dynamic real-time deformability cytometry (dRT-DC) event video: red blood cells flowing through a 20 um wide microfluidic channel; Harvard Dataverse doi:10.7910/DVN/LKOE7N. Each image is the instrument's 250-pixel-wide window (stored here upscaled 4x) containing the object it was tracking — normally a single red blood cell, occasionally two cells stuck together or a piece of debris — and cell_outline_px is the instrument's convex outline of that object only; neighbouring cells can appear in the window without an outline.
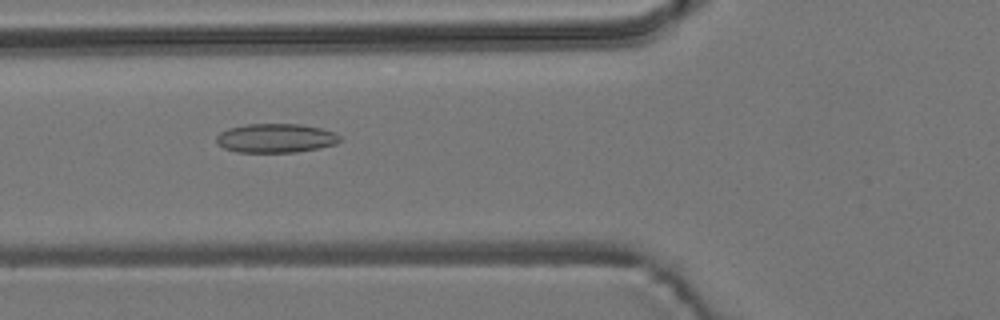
{"species": "common noctule bat (a hibernating species)", "species_latin": "Nyctalus noctula", "temperature_condition": "room temperature", "stored_images_in_passage": 47, "camera_frame_rate_fps": 3000, "um_per_image_px": 0.085, "animal": {"sex": "male", "body_mass_g": 19.2, "forearm_length_mm": 51.8}, "frame": {"image": 1, "passage_image": 13, "time_ms": 4.0, "image_size_px": [1000, 320], "cell_outline_px": [[340, 140], [336, 144], [320, 148], [296, 152], [236, 152], [224, 148], [216, 144], [216, 136], [220, 132], [228, 128], [248, 124], [300, 124], [324, 128], [336, 132], [340, 136]], "centroid_in_image_um": [23.45, 11.74], "position_along_channel_um": 102.3, "area_um2": 21.15}}
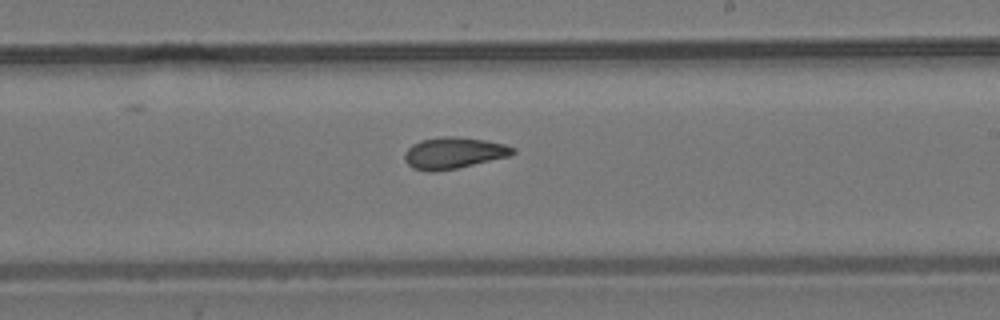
{"frame": {"image": 2, "passage_image": 25, "time_ms": 8.0, "image_size_px": [1000, 320], "cell_outline_px": [[516, 152], [508, 156], [456, 168], [432, 172], [428, 172], [412, 168], [404, 160], [404, 152], [412, 144], [420, 140], [444, 136], [456, 136], [484, 140], [504, 144], [516, 148]], "centroid_in_image_um": [38.52, 13.0], "position_along_channel_um": 250.5, "area_um2": 19.77}}
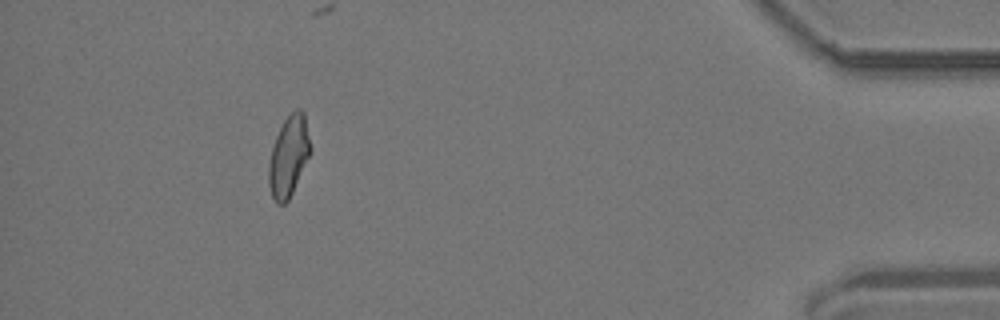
{"frame": {"image": 3, "passage_image": 43, "time_ms": 14.0, "image_size_px": [1000, 320], "cell_outline_px": [[312, 152], [288, 200], [284, 204], [276, 204], [272, 196], [268, 184], [268, 164], [272, 148], [276, 136], [284, 120], [296, 108], [300, 108], [304, 112], [312, 148]], "centroid_in_image_um": [24.55, 13.27], "position_along_channel_um": 410.6, "area_um2": 19.71}}